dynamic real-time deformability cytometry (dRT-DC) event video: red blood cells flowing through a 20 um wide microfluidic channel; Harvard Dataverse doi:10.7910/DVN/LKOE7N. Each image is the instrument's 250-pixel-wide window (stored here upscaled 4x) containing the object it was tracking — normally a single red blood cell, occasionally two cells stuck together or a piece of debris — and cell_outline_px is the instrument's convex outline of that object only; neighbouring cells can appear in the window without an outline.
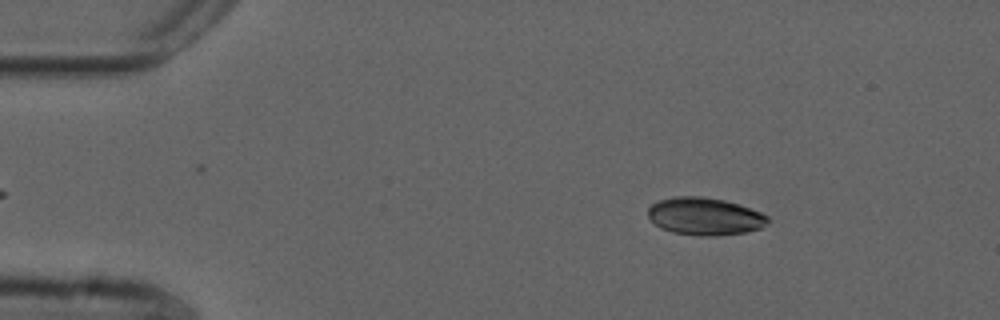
{"species": "common noctule bat (a hibernating species)", "species_latin": "Nyctalus noctula", "temperature_condition": "cold", "stored_images_in_passage": 51, "camera_frame_rate_fps": 3000, "um_per_image_px": 0.085, "animal": {"sex": "male", "forearm_length_mm": 52.5}, "frame": {"image": 1, "passage_image": 5, "time_ms": 1.333, "image_size_px": [1000, 320], "cell_outline_px": [[768, 224], [760, 228], [744, 232], [716, 236], [700, 236], [672, 232], [660, 228], [648, 216], [648, 208], [656, 200], [672, 196], [704, 196], [724, 200], [740, 204], [760, 212], [768, 216]], "centroid_in_image_um": [59.89, 18.37], "position_along_channel_um": 25.1, "area_um2": 26.41}}
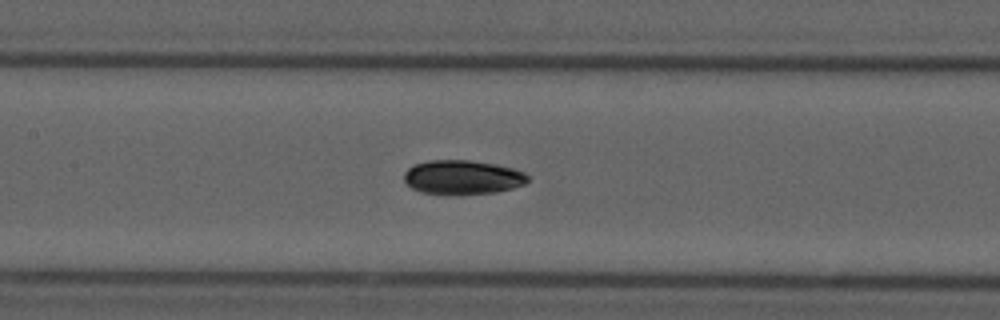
{"frame": {"image": 2, "passage_image": 22, "time_ms": 7.0, "image_size_px": [1000, 320], "cell_outline_px": [[528, 180], [524, 184], [512, 188], [496, 192], [460, 196], [448, 196], [420, 192], [412, 188], [404, 180], [404, 172], [408, 168], [416, 164], [428, 160], [468, 160], [496, 164], [512, 168], [524, 172], [528, 176]], "centroid_in_image_um": [39.29, 15.1], "position_along_channel_um": 168.1, "area_um2": 25.14}}
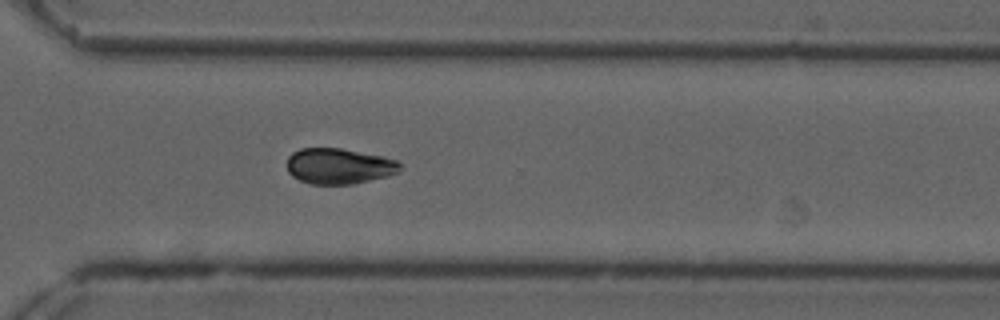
{"frame": {"image": 3, "passage_image": 36, "time_ms": 11.667, "image_size_px": [1000, 320], "cell_outline_px": [[400, 168], [396, 172], [388, 176], [352, 184], [308, 184], [292, 176], [288, 172], [288, 156], [292, 152], [300, 148], [340, 148], [384, 156], [396, 160], [400, 164]], "centroid_in_image_um": [28.79, 14.11], "position_along_channel_um": 341.8, "area_um2": 23.52}, "authors_computed_cell_mechanics": {"area_um2": 24.9696, "velocity_mm_per_s": 3.7289, "shape_relaxation_time_tau1_ms": 5.3187, "shape_relaxation_time_tau2_ms": null, "deformation_change_tau1": 0.1049, "deformation_change_tau2": null}}